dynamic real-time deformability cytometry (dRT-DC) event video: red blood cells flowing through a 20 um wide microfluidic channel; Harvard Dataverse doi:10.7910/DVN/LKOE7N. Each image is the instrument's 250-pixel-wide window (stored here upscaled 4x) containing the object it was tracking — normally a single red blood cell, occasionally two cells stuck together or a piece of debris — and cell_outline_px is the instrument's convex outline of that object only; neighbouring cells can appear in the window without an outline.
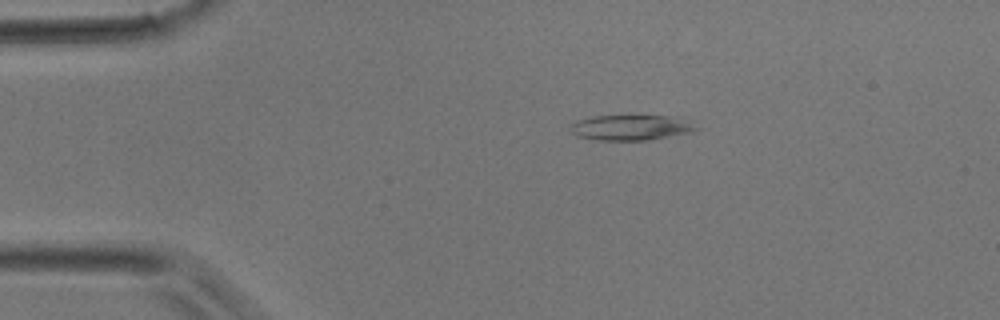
{"species": "common noctule bat (a hibernating species)", "species_latin": "Nyctalus noctula", "temperature_condition": "room temperature", "stored_images_in_passage": 33, "camera_frame_rate_fps": 3000, "um_per_image_px": 0.085, "animal": {"sex": "male", "body_mass_g": 17.9}, "frame": {"image": 1, "passage_image": 1, "time_ms": 0.0, "image_size_px": [1000, 320], "cell_outline_px": [[700, 128], [692, 132], [648, 140], [596, 140], [576, 136], [572, 132], [572, 124], [576, 120], [592, 116], [680, 116]], "centroid_in_image_um": [53.66, 10.84], "position_along_channel_um": 31.3, "area_um2": 18.61}}
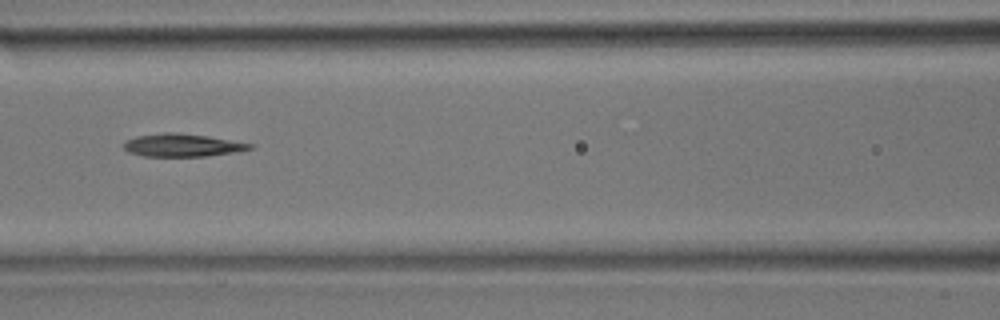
{"frame": {"image": 2, "passage_image": 11, "time_ms": 3.333, "image_size_px": [1000, 320], "cell_outline_px": [[256, 144], [252, 148], [236, 152], [208, 156], [144, 156], [128, 152], [124, 148], [124, 140], [136, 136], [164, 132], [176, 132], [208, 136]], "centroid_in_image_um": [15.5, 12.33], "position_along_channel_um": 151.1, "area_um2": 16.94}}
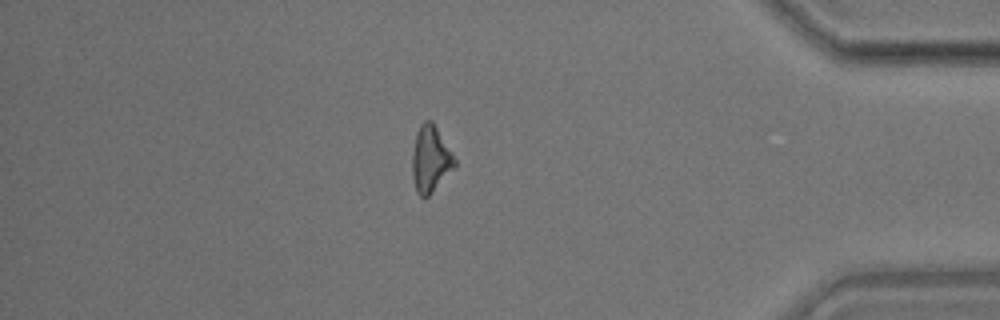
{"frame": {"image": 3, "passage_image": 28, "time_ms": 9.0, "image_size_px": [1000, 320], "cell_outline_px": [[456, 164], [432, 192], [428, 196], [420, 196], [416, 192], [412, 176], [412, 152], [416, 132], [420, 124], [424, 120], [432, 120], [456, 160]], "centroid_in_image_um": [36.55, 13.49], "position_along_channel_um": 398.6, "area_um2": 16.18}}